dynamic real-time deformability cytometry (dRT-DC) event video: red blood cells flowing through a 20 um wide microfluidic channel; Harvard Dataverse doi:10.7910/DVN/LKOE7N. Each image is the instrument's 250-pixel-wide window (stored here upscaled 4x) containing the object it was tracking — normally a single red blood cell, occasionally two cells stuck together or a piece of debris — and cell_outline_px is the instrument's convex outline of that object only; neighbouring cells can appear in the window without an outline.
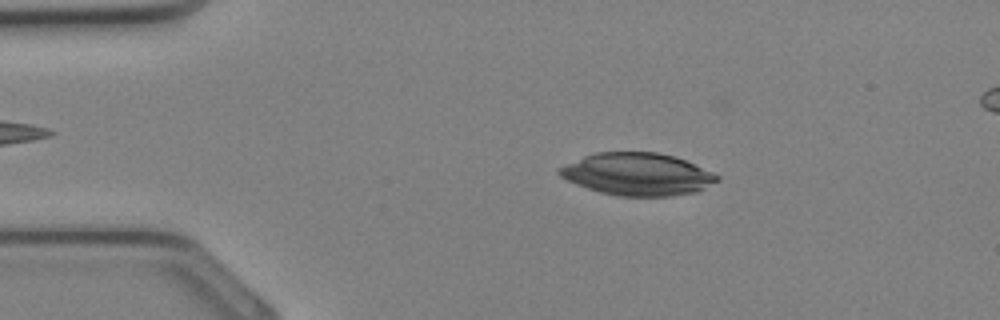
{"species": "Egyptian fruit bat (a non-hibernating species)", "species_latin": "Rousettus aegyptiacus", "temperature_condition": "cold", "stored_images_in_passage": 15, "camera_frame_rate_fps": 3000, "um_per_image_px": 0.085, "animal": {"sex": "female"}, "frame": {"image": 1, "passage_image": 5, "time_ms": 1.333, "image_size_px": [1000, 320], "cell_outline_px": [[720, 180], [696, 192], [672, 196], [616, 196], [600, 192], [576, 184], [560, 176], [556, 172], [556, 168], [584, 156], [596, 152], [656, 152], [676, 156], [712, 172], [720, 176]], "centroid_in_image_um": [54.17, 14.8], "position_along_channel_um": 30.8, "area_um2": 39.07}}
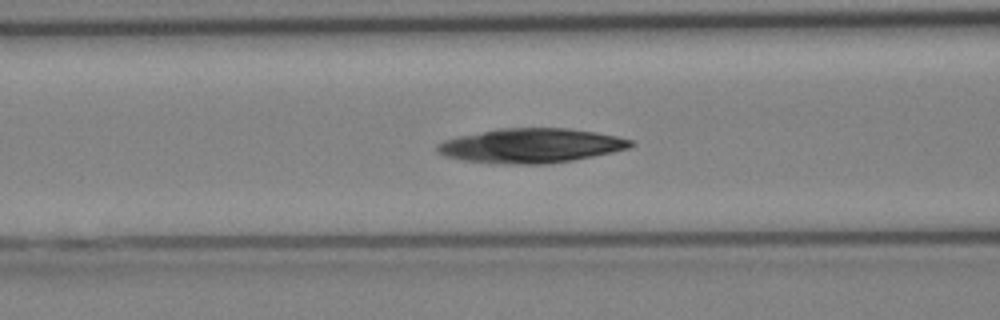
{"frame": {"image": 2, "passage_image": 12, "time_ms": 3.667, "image_size_px": [1000, 320], "cell_outline_px": [[636, 144], [628, 148], [612, 152], [572, 160], [544, 164], [500, 164], [464, 160], [444, 156], [436, 148], [436, 144], [444, 140], [460, 136], [500, 128], [568, 128], [596, 132], [616, 136], [632, 140]], "centroid_in_image_um": [45.14, 12.38], "position_along_channel_um": 121.5, "area_um2": 38.61}}
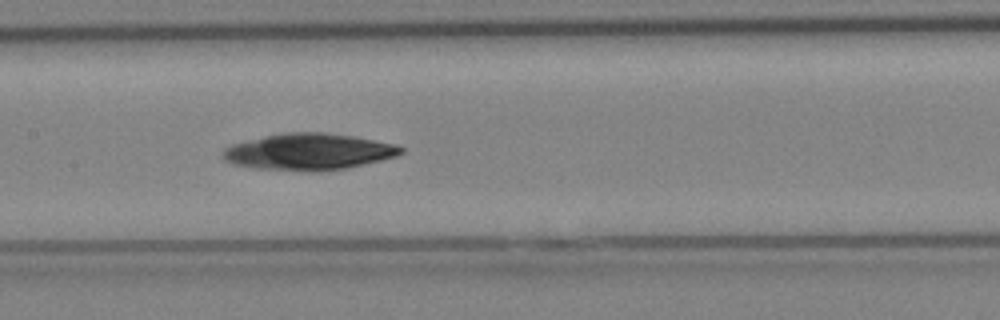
{"frame": {"image": 3, "passage_image": 15, "time_ms": 4.667, "image_size_px": [1000, 320], "cell_outline_px": [[404, 152], [396, 156], [348, 168], [304, 172], [256, 168], [232, 164], [224, 160], [220, 156], [220, 152], [224, 148], [232, 144], [264, 136], [288, 132], [324, 132], [352, 136], [396, 144], [404, 148]], "centroid_in_image_um": [26.2, 12.9], "position_along_channel_um": 181.2, "area_um2": 38.03}}